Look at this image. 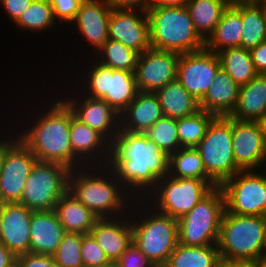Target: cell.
<instances>
[{
	"instance_id": "8d00e7d4",
	"label": "cell",
	"mask_w": 266,
	"mask_h": 267,
	"mask_svg": "<svg viewBox=\"0 0 266 267\" xmlns=\"http://www.w3.org/2000/svg\"><path fill=\"white\" fill-rule=\"evenodd\" d=\"M214 118L213 114L200 109L192 115L177 119L180 148L196 147Z\"/></svg>"
},
{
	"instance_id": "f546056e",
	"label": "cell",
	"mask_w": 266,
	"mask_h": 267,
	"mask_svg": "<svg viewBox=\"0 0 266 267\" xmlns=\"http://www.w3.org/2000/svg\"><path fill=\"white\" fill-rule=\"evenodd\" d=\"M168 175L173 178L205 180L213 188L219 186L206 173L201 155L195 147L180 148L169 155Z\"/></svg>"
},
{
	"instance_id": "ac0fdd59",
	"label": "cell",
	"mask_w": 266,
	"mask_h": 267,
	"mask_svg": "<svg viewBox=\"0 0 266 267\" xmlns=\"http://www.w3.org/2000/svg\"><path fill=\"white\" fill-rule=\"evenodd\" d=\"M232 143L235 164L240 170L262 169L266 143L259 121L232 118Z\"/></svg>"
},
{
	"instance_id": "7a4b0ae2",
	"label": "cell",
	"mask_w": 266,
	"mask_h": 267,
	"mask_svg": "<svg viewBox=\"0 0 266 267\" xmlns=\"http://www.w3.org/2000/svg\"><path fill=\"white\" fill-rule=\"evenodd\" d=\"M50 102V106L42 107L45 110L39 109L42 113H36V118L32 116V122L16 134L17 138L30 149L38 161L59 163L70 170L84 167L73 155L70 140L71 108L63 99Z\"/></svg>"
},
{
	"instance_id": "9a60e30c",
	"label": "cell",
	"mask_w": 266,
	"mask_h": 267,
	"mask_svg": "<svg viewBox=\"0 0 266 267\" xmlns=\"http://www.w3.org/2000/svg\"><path fill=\"white\" fill-rule=\"evenodd\" d=\"M180 54L150 48L139 54L135 77L138 91L155 93L177 79Z\"/></svg>"
},
{
	"instance_id": "277c9868",
	"label": "cell",
	"mask_w": 266,
	"mask_h": 267,
	"mask_svg": "<svg viewBox=\"0 0 266 267\" xmlns=\"http://www.w3.org/2000/svg\"><path fill=\"white\" fill-rule=\"evenodd\" d=\"M133 202L129 209L132 242L157 267H163L178 245V220L158 212L144 199Z\"/></svg>"
},
{
	"instance_id": "680465c9",
	"label": "cell",
	"mask_w": 266,
	"mask_h": 267,
	"mask_svg": "<svg viewBox=\"0 0 266 267\" xmlns=\"http://www.w3.org/2000/svg\"><path fill=\"white\" fill-rule=\"evenodd\" d=\"M241 267H255L252 263H243L241 262Z\"/></svg>"
},
{
	"instance_id": "30bf717a",
	"label": "cell",
	"mask_w": 266,
	"mask_h": 267,
	"mask_svg": "<svg viewBox=\"0 0 266 267\" xmlns=\"http://www.w3.org/2000/svg\"><path fill=\"white\" fill-rule=\"evenodd\" d=\"M213 187L205 180L162 177L145 197L155 210L179 219L191 211Z\"/></svg>"
},
{
	"instance_id": "d4e9b609",
	"label": "cell",
	"mask_w": 266,
	"mask_h": 267,
	"mask_svg": "<svg viewBox=\"0 0 266 267\" xmlns=\"http://www.w3.org/2000/svg\"><path fill=\"white\" fill-rule=\"evenodd\" d=\"M240 86L222 68L216 73L199 107L215 117H228L234 111Z\"/></svg>"
},
{
	"instance_id": "8992f818",
	"label": "cell",
	"mask_w": 266,
	"mask_h": 267,
	"mask_svg": "<svg viewBox=\"0 0 266 267\" xmlns=\"http://www.w3.org/2000/svg\"><path fill=\"white\" fill-rule=\"evenodd\" d=\"M266 216L228 213L221 220L217 248L221 258L252 263L262 256Z\"/></svg>"
},
{
	"instance_id": "4316f807",
	"label": "cell",
	"mask_w": 266,
	"mask_h": 267,
	"mask_svg": "<svg viewBox=\"0 0 266 267\" xmlns=\"http://www.w3.org/2000/svg\"><path fill=\"white\" fill-rule=\"evenodd\" d=\"M54 211L66 232L89 234L99 219L69 190L60 197Z\"/></svg>"
},
{
	"instance_id": "db71d44e",
	"label": "cell",
	"mask_w": 266,
	"mask_h": 267,
	"mask_svg": "<svg viewBox=\"0 0 266 267\" xmlns=\"http://www.w3.org/2000/svg\"><path fill=\"white\" fill-rule=\"evenodd\" d=\"M257 4L261 9L264 18L266 19V0H258Z\"/></svg>"
},
{
	"instance_id": "6f0895ef",
	"label": "cell",
	"mask_w": 266,
	"mask_h": 267,
	"mask_svg": "<svg viewBox=\"0 0 266 267\" xmlns=\"http://www.w3.org/2000/svg\"><path fill=\"white\" fill-rule=\"evenodd\" d=\"M262 256L266 257V229L264 233V241H263V246H262Z\"/></svg>"
},
{
	"instance_id": "5b68a950",
	"label": "cell",
	"mask_w": 266,
	"mask_h": 267,
	"mask_svg": "<svg viewBox=\"0 0 266 267\" xmlns=\"http://www.w3.org/2000/svg\"><path fill=\"white\" fill-rule=\"evenodd\" d=\"M147 15L150 23L151 48L178 54L205 48V41L195 30L186 6L151 7Z\"/></svg>"
},
{
	"instance_id": "484cf974",
	"label": "cell",
	"mask_w": 266,
	"mask_h": 267,
	"mask_svg": "<svg viewBox=\"0 0 266 267\" xmlns=\"http://www.w3.org/2000/svg\"><path fill=\"white\" fill-rule=\"evenodd\" d=\"M266 114V74H257L240 86L236 107L229 117L238 120L260 121Z\"/></svg>"
},
{
	"instance_id": "e575fe53",
	"label": "cell",
	"mask_w": 266,
	"mask_h": 267,
	"mask_svg": "<svg viewBox=\"0 0 266 267\" xmlns=\"http://www.w3.org/2000/svg\"><path fill=\"white\" fill-rule=\"evenodd\" d=\"M95 53L97 61L105 66L129 72L136 70L139 53L119 41L108 39Z\"/></svg>"
},
{
	"instance_id": "9c48e42d",
	"label": "cell",
	"mask_w": 266,
	"mask_h": 267,
	"mask_svg": "<svg viewBox=\"0 0 266 267\" xmlns=\"http://www.w3.org/2000/svg\"><path fill=\"white\" fill-rule=\"evenodd\" d=\"M195 148L201 155L206 173L219 186L240 171L233 154L232 117H215Z\"/></svg>"
},
{
	"instance_id": "d590c367",
	"label": "cell",
	"mask_w": 266,
	"mask_h": 267,
	"mask_svg": "<svg viewBox=\"0 0 266 267\" xmlns=\"http://www.w3.org/2000/svg\"><path fill=\"white\" fill-rule=\"evenodd\" d=\"M241 47L250 50L266 41V19L258 4H241Z\"/></svg>"
},
{
	"instance_id": "83f0119b",
	"label": "cell",
	"mask_w": 266,
	"mask_h": 267,
	"mask_svg": "<svg viewBox=\"0 0 266 267\" xmlns=\"http://www.w3.org/2000/svg\"><path fill=\"white\" fill-rule=\"evenodd\" d=\"M242 30L241 5L228 6L205 42V48L217 54L224 49L241 47Z\"/></svg>"
},
{
	"instance_id": "f5cc1de1",
	"label": "cell",
	"mask_w": 266,
	"mask_h": 267,
	"mask_svg": "<svg viewBox=\"0 0 266 267\" xmlns=\"http://www.w3.org/2000/svg\"><path fill=\"white\" fill-rule=\"evenodd\" d=\"M255 267H266V257L260 256L257 260L252 262Z\"/></svg>"
},
{
	"instance_id": "f35d334b",
	"label": "cell",
	"mask_w": 266,
	"mask_h": 267,
	"mask_svg": "<svg viewBox=\"0 0 266 267\" xmlns=\"http://www.w3.org/2000/svg\"><path fill=\"white\" fill-rule=\"evenodd\" d=\"M82 233L66 232L57 250L52 254L58 267H84L81 258Z\"/></svg>"
},
{
	"instance_id": "1f68e13d",
	"label": "cell",
	"mask_w": 266,
	"mask_h": 267,
	"mask_svg": "<svg viewBox=\"0 0 266 267\" xmlns=\"http://www.w3.org/2000/svg\"><path fill=\"white\" fill-rule=\"evenodd\" d=\"M217 55L221 68L239 86L247 84L258 74L248 49L242 47L228 48L218 52Z\"/></svg>"
},
{
	"instance_id": "f907efd6",
	"label": "cell",
	"mask_w": 266,
	"mask_h": 267,
	"mask_svg": "<svg viewBox=\"0 0 266 267\" xmlns=\"http://www.w3.org/2000/svg\"><path fill=\"white\" fill-rule=\"evenodd\" d=\"M228 6H236L241 4H256L258 0H224Z\"/></svg>"
},
{
	"instance_id": "74e56055",
	"label": "cell",
	"mask_w": 266,
	"mask_h": 267,
	"mask_svg": "<svg viewBox=\"0 0 266 267\" xmlns=\"http://www.w3.org/2000/svg\"><path fill=\"white\" fill-rule=\"evenodd\" d=\"M143 134L168 156L180 149L177 119L163 116Z\"/></svg>"
},
{
	"instance_id": "b9f144b4",
	"label": "cell",
	"mask_w": 266,
	"mask_h": 267,
	"mask_svg": "<svg viewBox=\"0 0 266 267\" xmlns=\"http://www.w3.org/2000/svg\"><path fill=\"white\" fill-rule=\"evenodd\" d=\"M84 0H50L56 21L67 24L75 18Z\"/></svg>"
},
{
	"instance_id": "11a10c76",
	"label": "cell",
	"mask_w": 266,
	"mask_h": 267,
	"mask_svg": "<svg viewBox=\"0 0 266 267\" xmlns=\"http://www.w3.org/2000/svg\"><path fill=\"white\" fill-rule=\"evenodd\" d=\"M259 122H260V125H261V128H262V132H263V135H264V140H265V143H266V114L263 116V118Z\"/></svg>"
},
{
	"instance_id": "2e32d148",
	"label": "cell",
	"mask_w": 266,
	"mask_h": 267,
	"mask_svg": "<svg viewBox=\"0 0 266 267\" xmlns=\"http://www.w3.org/2000/svg\"><path fill=\"white\" fill-rule=\"evenodd\" d=\"M109 39L142 54L151 48L150 23L147 12L112 7L108 27Z\"/></svg>"
},
{
	"instance_id": "8fae6325",
	"label": "cell",
	"mask_w": 266,
	"mask_h": 267,
	"mask_svg": "<svg viewBox=\"0 0 266 267\" xmlns=\"http://www.w3.org/2000/svg\"><path fill=\"white\" fill-rule=\"evenodd\" d=\"M70 169L54 162L37 161L26 180L19 204L33 211L54 210L68 190Z\"/></svg>"
},
{
	"instance_id": "60d3db41",
	"label": "cell",
	"mask_w": 266,
	"mask_h": 267,
	"mask_svg": "<svg viewBox=\"0 0 266 267\" xmlns=\"http://www.w3.org/2000/svg\"><path fill=\"white\" fill-rule=\"evenodd\" d=\"M116 262L118 267H157L134 242L127 247Z\"/></svg>"
},
{
	"instance_id": "f1b7e54d",
	"label": "cell",
	"mask_w": 266,
	"mask_h": 267,
	"mask_svg": "<svg viewBox=\"0 0 266 267\" xmlns=\"http://www.w3.org/2000/svg\"><path fill=\"white\" fill-rule=\"evenodd\" d=\"M164 116L184 118L200 110L199 101L176 79L155 92Z\"/></svg>"
},
{
	"instance_id": "52a82bcc",
	"label": "cell",
	"mask_w": 266,
	"mask_h": 267,
	"mask_svg": "<svg viewBox=\"0 0 266 267\" xmlns=\"http://www.w3.org/2000/svg\"><path fill=\"white\" fill-rule=\"evenodd\" d=\"M90 62L92 65H87L88 69L81 70L80 73H86L79 76L80 79H84L83 82H79L82 85L77 83V87L84 88L81 92L85 96L105 100L120 115L139 92L135 72L116 70L97 60Z\"/></svg>"
},
{
	"instance_id": "6da1fadb",
	"label": "cell",
	"mask_w": 266,
	"mask_h": 267,
	"mask_svg": "<svg viewBox=\"0 0 266 267\" xmlns=\"http://www.w3.org/2000/svg\"><path fill=\"white\" fill-rule=\"evenodd\" d=\"M169 156L143 133L119 131L108 167L134 199L145 197L168 175Z\"/></svg>"
},
{
	"instance_id": "5bb4252c",
	"label": "cell",
	"mask_w": 266,
	"mask_h": 267,
	"mask_svg": "<svg viewBox=\"0 0 266 267\" xmlns=\"http://www.w3.org/2000/svg\"><path fill=\"white\" fill-rule=\"evenodd\" d=\"M220 68L218 55L206 48L180 54L177 65V80L200 102Z\"/></svg>"
},
{
	"instance_id": "94428289",
	"label": "cell",
	"mask_w": 266,
	"mask_h": 267,
	"mask_svg": "<svg viewBox=\"0 0 266 267\" xmlns=\"http://www.w3.org/2000/svg\"><path fill=\"white\" fill-rule=\"evenodd\" d=\"M263 165H264V166H262L263 168L266 167V154H265V157H264ZM265 169L266 168H264L263 174L266 176V170Z\"/></svg>"
},
{
	"instance_id": "816d5d0a",
	"label": "cell",
	"mask_w": 266,
	"mask_h": 267,
	"mask_svg": "<svg viewBox=\"0 0 266 267\" xmlns=\"http://www.w3.org/2000/svg\"><path fill=\"white\" fill-rule=\"evenodd\" d=\"M5 155V136L0 139V175L2 172V164Z\"/></svg>"
},
{
	"instance_id": "ee69618b",
	"label": "cell",
	"mask_w": 266,
	"mask_h": 267,
	"mask_svg": "<svg viewBox=\"0 0 266 267\" xmlns=\"http://www.w3.org/2000/svg\"><path fill=\"white\" fill-rule=\"evenodd\" d=\"M33 0H0L6 15L15 23Z\"/></svg>"
},
{
	"instance_id": "681fc988",
	"label": "cell",
	"mask_w": 266,
	"mask_h": 267,
	"mask_svg": "<svg viewBox=\"0 0 266 267\" xmlns=\"http://www.w3.org/2000/svg\"><path fill=\"white\" fill-rule=\"evenodd\" d=\"M213 267H241V262L220 257Z\"/></svg>"
},
{
	"instance_id": "836d02e7",
	"label": "cell",
	"mask_w": 266,
	"mask_h": 267,
	"mask_svg": "<svg viewBox=\"0 0 266 267\" xmlns=\"http://www.w3.org/2000/svg\"><path fill=\"white\" fill-rule=\"evenodd\" d=\"M58 22L53 13L50 0H33L21 17L14 23L18 30L43 32L50 28L55 29Z\"/></svg>"
},
{
	"instance_id": "7bdbcfd3",
	"label": "cell",
	"mask_w": 266,
	"mask_h": 267,
	"mask_svg": "<svg viewBox=\"0 0 266 267\" xmlns=\"http://www.w3.org/2000/svg\"><path fill=\"white\" fill-rule=\"evenodd\" d=\"M15 267H58L52 255L26 253L16 256Z\"/></svg>"
},
{
	"instance_id": "ab89813d",
	"label": "cell",
	"mask_w": 266,
	"mask_h": 267,
	"mask_svg": "<svg viewBox=\"0 0 266 267\" xmlns=\"http://www.w3.org/2000/svg\"><path fill=\"white\" fill-rule=\"evenodd\" d=\"M81 258L84 267H96L110 261L104 250L90 233L83 236Z\"/></svg>"
},
{
	"instance_id": "ba28073f",
	"label": "cell",
	"mask_w": 266,
	"mask_h": 267,
	"mask_svg": "<svg viewBox=\"0 0 266 267\" xmlns=\"http://www.w3.org/2000/svg\"><path fill=\"white\" fill-rule=\"evenodd\" d=\"M225 210L224 192L217 186L178 219V243L185 246L217 245Z\"/></svg>"
},
{
	"instance_id": "f6af8a7d",
	"label": "cell",
	"mask_w": 266,
	"mask_h": 267,
	"mask_svg": "<svg viewBox=\"0 0 266 267\" xmlns=\"http://www.w3.org/2000/svg\"><path fill=\"white\" fill-rule=\"evenodd\" d=\"M249 51L256 72L258 74H266V41L257 47L251 48Z\"/></svg>"
},
{
	"instance_id": "4fadbf2b",
	"label": "cell",
	"mask_w": 266,
	"mask_h": 267,
	"mask_svg": "<svg viewBox=\"0 0 266 267\" xmlns=\"http://www.w3.org/2000/svg\"><path fill=\"white\" fill-rule=\"evenodd\" d=\"M6 137L0 175V203H19L26 180L38 159L17 136Z\"/></svg>"
},
{
	"instance_id": "cb8c5ba5",
	"label": "cell",
	"mask_w": 266,
	"mask_h": 267,
	"mask_svg": "<svg viewBox=\"0 0 266 267\" xmlns=\"http://www.w3.org/2000/svg\"><path fill=\"white\" fill-rule=\"evenodd\" d=\"M65 233L54 210L33 211L30 222V253L52 255Z\"/></svg>"
},
{
	"instance_id": "7402d4cb",
	"label": "cell",
	"mask_w": 266,
	"mask_h": 267,
	"mask_svg": "<svg viewBox=\"0 0 266 267\" xmlns=\"http://www.w3.org/2000/svg\"><path fill=\"white\" fill-rule=\"evenodd\" d=\"M90 234L104 250L109 260L117 261L132 243L129 212L119 217L99 218Z\"/></svg>"
},
{
	"instance_id": "91938a15",
	"label": "cell",
	"mask_w": 266,
	"mask_h": 267,
	"mask_svg": "<svg viewBox=\"0 0 266 267\" xmlns=\"http://www.w3.org/2000/svg\"><path fill=\"white\" fill-rule=\"evenodd\" d=\"M1 212H2V203H0V235H1V227H2Z\"/></svg>"
},
{
	"instance_id": "603a6c76",
	"label": "cell",
	"mask_w": 266,
	"mask_h": 267,
	"mask_svg": "<svg viewBox=\"0 0 266 267\" xmlns=\"http://www.w3.org/2000/svg\"><path fill=\"white\" fill-rule=\"evenodd\" d=\"M158 96L152 92H138L135 99L120 114V130L145 133L163 117Z\"/></svg>"
},
{
	"instance_id": "bcb514c9",
	"label": "cell",
	"mask_w": 266,
	"mask_h": 267,
	"mask_svg": "<svg viewBox=\"0 0 266 267\" xmlns=\"http://www.w3.org/2000/svg\"><path fill=\"white\" fill-rule=\"evenodd\" d=\"M112 7L122 9H138L147 12L152 7L153 0H109Z\"/></svg>"
},
{
	"instance_id": "c3c4849f",
	"label": "cell",
	"mask_w": 266,
	"mask_h": 267,
	"mask_svg": "<svg viewBox=\"0 0 266 267\" xmlns=\"http://www.w3.org/2000/svg\"><path fill=\"white\" fill-rule=\"evenodd\" d=\"M190 0H153L152 7H182Z\"/></svg>"
},
{
	"instance_id": "d6a6232c",
	"label": "cell",
	"mask_w": 266,
	"mask_h": 267,
	"mask_svg": "<svg viewBox=\"0 0 266 267\" xmlns=\"http://www.w3.org/2000/svg\"><path fill=\"white\" fill-rule=\"evenodd\" d=\"M219 258L217 245L185 246L178 243L163 267H213Z\"/></svg>"
},
{
	"instance_id": "4dcf8cb0",
	"label": "cell",
	"mask_w": 266,
	"mask_h": 267,
	"mask_svg": "<svg viewBox=\"0 0 266 267\" xmlns=\"http://www.w3.org/2000/svg\"><path fill=\"white\" fill-rule=\"evenodd\" d=\"M227 7L224 0H190L186 4L195 30L205 42L213 34Z\"/></svg>"
},
{
	"instance_id": "44dd1931",
	"label": "cell",
	"mask_w": 266,
	"mask_h": 267,
	"mask_svg": "<svg viewBox=\"0 0 266 267\" xmlns=\"http://www.w3.org/2000/svg\"><path fill=\"white\" fill-rule=\"evenodd\" d=\"M32 213L19 203H2L0 242L15 256L30 253Z\"/></svg>"
},
{
	"instance_id": "7dc6e473",
	"label": "cell",
	"mask_w": 266,
	"mask_h": 267,
	"mask_svg": "<svg viewBox=\"0 0 266 267\" xmlns=\"http://www.w3.org/2000/svg\"><path fill=\"white\" fill-rule=\"evenodd\" d=\"M16 256L0 242V267H15Z\"/></svg>"
},
{
	"instance_id": "7c38bea8",
	"label": "cell",
	"mask_w": 266,
	"mask_h": 267,
	"mask_svg": "<svg viewBox=\"0 0 266 267\" xmlns=\"http://www.w3.org/2000/svg\"><path fill=\"white\" fill-rule=\"evenodd\" d=\"M258 173H257V172ZM220 187L228 213L266 216V176L258 170H240Z\"/></svg>"
},
{
	"instance_id": "9f6ffc18",
	"label": "cell",
	"mask_w": 266,
	"mask_h": 267,
	"mask_svg": "<svg viewBox=\"0 0 266 267\" xmlns=\"http://www.w3.org/2000/svg\"><path fill=\"white\" fill-rule=\"evenodd\" d=\"M96 267H118V264L116 261H109L105 264H102V265L96 266Z\"/></svg>"
},
{
	"instance_id": "3957f363",
	"label": "cell",
	"mask_w": 266,
	"mask_h": 267,
	"mask_svg": "<svg viewBox=\"0 0 266 267\" xmlns=\"http://www.w3.org/2000/svg\"><path fill=\"white\" fill-rule=\"evenodd\" d=\"M68 190L98 218L125 215L134 201L107 165L71 170Z\"/></svg>"
},
{
	"instance_id": "e0dca14e",
	"label": "cell",
	"mask_w": 266,
	"mask_h": 267,
	"mask_svg": "<svg viewBox=\"0 0 266 267\" xmlns=\"http://www.w3.org/2000/svg\"><path fill=\"white\" fill-rule=\"evenodd\" d=\"M78 91L81 94L77 93L78 95L75 94V97L73 95L65 96L63 100L71 108L78 120L88 125L91 129L98 131L112 143L120 131L119 113L105 100L91 98L85 96L80 90Z\"/></svg>"
},
{
	"instance_id": "ffe728a7",
	"label": "cell",
	"mask_w": 266,
	"mask_h": 267,
	"mask_svg": "<svg viewBox=\"0 0 266 267\" xmlns=\"http://www.w3.org/2000/svg\"><path fill=\"white\" fill-rule=\"evenodd\" d=\"M70 140L73 155L84 166L108 165L111 143L98 131L78 120L72 111Z\"/></svg>"
},
{
	"instance_id": "d6986e66",
	"label": "cell",
	"mask_w": 266,
	"mask_h": 267,
	"mask_svg": "<svg viewBox=\"0 0 266 267\" xmlns=\"http://www.w3.org/2000/svg\"><path fill=\"white\" fill-rule=\"evenodd\" d=\"M112 5L109 0H84L71 21L79 31L81 40L91 45L95 52L109 39L108 27ZM84 38V39H83Z\"/></svg>"
}]
</instances>
